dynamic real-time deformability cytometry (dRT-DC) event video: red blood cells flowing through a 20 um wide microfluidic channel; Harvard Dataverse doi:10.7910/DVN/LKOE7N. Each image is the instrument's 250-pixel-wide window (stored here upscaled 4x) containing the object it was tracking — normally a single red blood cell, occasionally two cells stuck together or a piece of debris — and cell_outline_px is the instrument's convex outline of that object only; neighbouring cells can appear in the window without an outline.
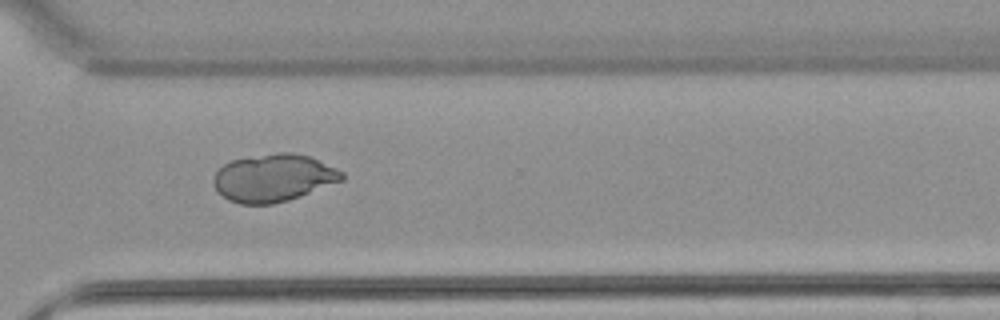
{"species": "common noctule bat (a hibernating species)", "species_latin": "Nyctalus noctula", "temperature_condition": "warm", "stored_images_in_passage": 53, "camera_frame_rate_fps": 3000, "um_per_image_px": 0.085, "animal": {"sex": "female", "body_mass_g": 22.7, "forearm_length_mm": 54.2}, "frame": {"image": 1, "passage_image": 39, "time_ms": 12.667, "image_size_px": [1000, 320], "cell_outline_px": [[344, 180], [288, 200], [272, 204], [240, 204], [228, 200], [212, 184], [212, 176], [224, 164], [232, 160], [280, 152], [292, 152], [308, 156], [336, 168], [344, 172]], "centroid_in_image_um": [23.24, 15.12], "position_along_channel_um": 347.4, "area_um2": 35.32}}
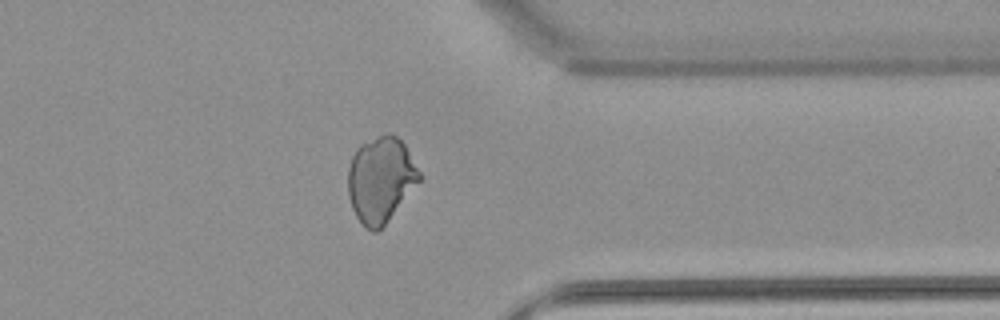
{"frame": {"image": 2, "passage_image": 42, "time_ms": 13.667, "image_size_px": [1000, 320], "cell_outline_px": [[420, 180], [384, 224], [376, 232], [372, 232], [356, 216], [352, 208], [348, 196], [348, 168], [352, 156], [356, 148], [360, 144], [380, 136], [396, 136], [404, 144], [420, 172]], "centroid_in_image_um": [32.32, 15.27], "position_along_channel_um": 379.1, "area_um2": 34.68}}